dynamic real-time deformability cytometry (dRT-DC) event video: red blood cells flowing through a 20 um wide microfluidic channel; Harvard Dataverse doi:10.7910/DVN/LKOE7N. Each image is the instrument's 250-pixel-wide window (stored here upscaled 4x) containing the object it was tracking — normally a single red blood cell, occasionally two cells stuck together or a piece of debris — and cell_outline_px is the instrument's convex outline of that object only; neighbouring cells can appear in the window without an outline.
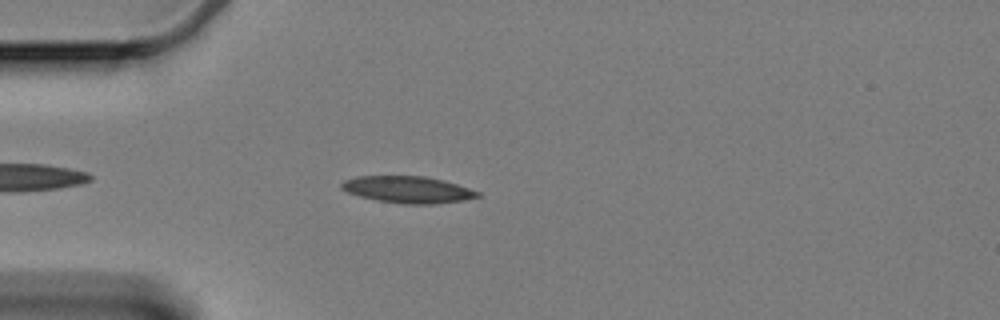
{"species": "Egyptian fruit bat (a non-hibernating species)", "species_latin": "Rousettus aegyptiacus", "temperature_condition": "cold", "stored_images_in_passage": 34, "camera_frame_rate_fps": 3000, "um_per_image_px": 0.085, "animal": {"sex": "female"}, "frame": {"image": 1, "passage_image": 7, "time_ms": 2.0, "image_size_px": [1000, 320], "cell_outline_px": [[480, 196], [464, 200], [436, 204], [404, 204], [380, 200], [360, 196], [348, 192], [340, 188], [340, 184], [344, 180], [356, 176], [424, 176], [444, 180], [480, 192]], "centroid_in_image_um": [34.67, 16.11], "position_along_channel_um": 50.3, "area_um2": 21.1}}
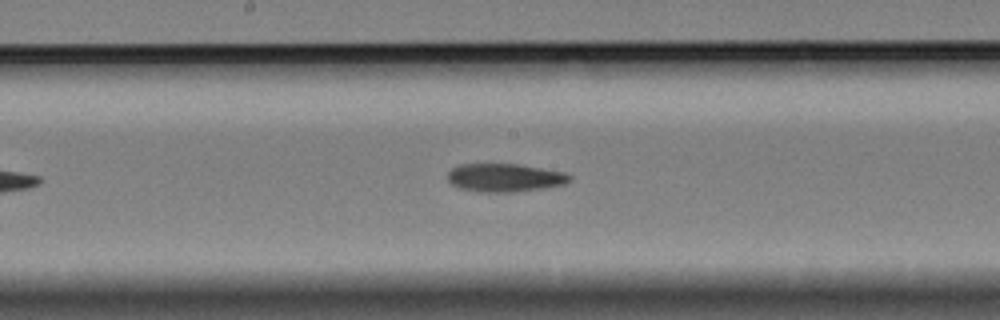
{"frame": {"image": 2, "passage_image": 22, "time_ms": 7.0, "image_size_px": [1000, 320], "cell_outline_px": [[572, 180], [564, 184], [544, 188], [516, 192], [476, 192], [460, 188], [452, 184], [448, 180], [448, 172], [452, 168], [460, 164], [516, 164], [564, 172], [572, 176]], "centroid_in_image_um": [42.9, 15.11], "position_along_channel_um": 205.3, "area_um2": 20.11}}
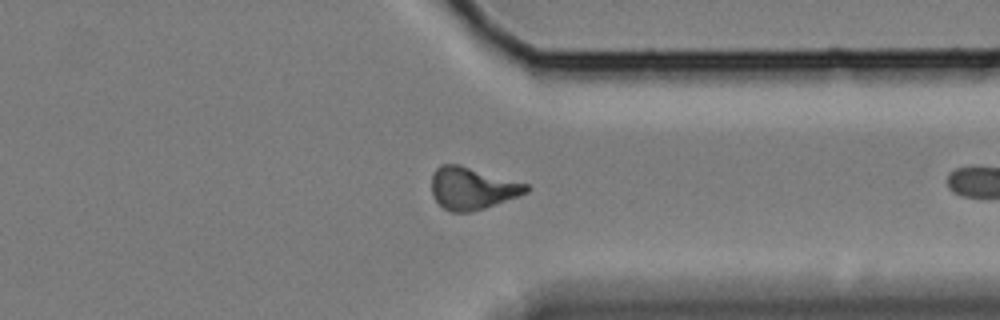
{"frame": {"image": 3, "passage_image": 33, "time_ms": 10.667, "image_size_px": [1000, 320], "cell_outline_px": [[532, 188], [528, 192], [520, 196], [472, 212], [452, 212], [444, 208], [432, 196], [432, 172], [440, 164], [460, 164], [528, 184]], "centroid_in_image_um": [40.15, 16.0], "position_along_channel_um": 371.3, "area_um2": 23.47}}